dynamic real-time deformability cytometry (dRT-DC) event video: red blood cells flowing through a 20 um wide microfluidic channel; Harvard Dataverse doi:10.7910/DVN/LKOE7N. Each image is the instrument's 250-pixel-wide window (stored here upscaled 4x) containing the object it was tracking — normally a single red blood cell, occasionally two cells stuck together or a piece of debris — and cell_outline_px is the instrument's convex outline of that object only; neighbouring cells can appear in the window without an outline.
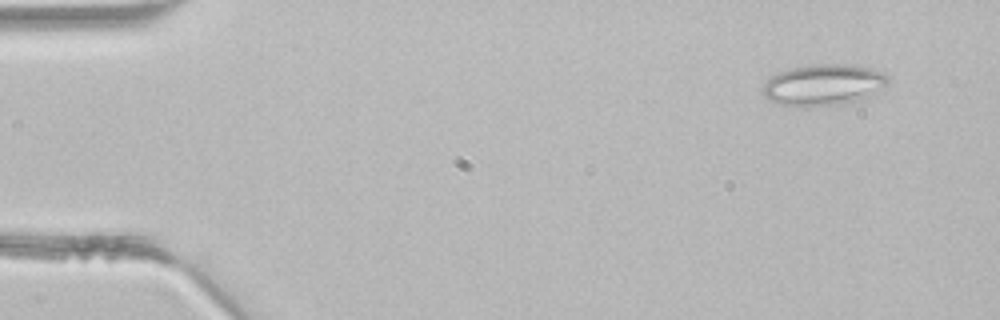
{"species": "common noctule bat (a hibernating species)", "species_latin": "Nyctalus noctula", "temperature_condition": "room temperature", "stored_images_in_passage": 3, "camera_frame_rate_fps": 3000, "um_per_image_px": 0.085, "animal": {"sex": "male", "body_mass_g": 21.5, "forearm_length_mm": 52.0}, "frame": {"image": 1, "passage_image": 1, "time_ms": 0.0, "image_size_px": [1000, 320], "cell_outline_px": [[892, 80], [884, 92], [856, 100], [836, 104], [808, 108], [800, 108], [776, 104], [768, 100], [764, 96], [760, 88], [772, 76], [780, 72], [792, 68], [820, 64], [852, 64], [884, 72]], "centroid_in_image_um": [70.04, 7.24], "position_along_channel_um": 15.0, "area_um2": 30.87}}